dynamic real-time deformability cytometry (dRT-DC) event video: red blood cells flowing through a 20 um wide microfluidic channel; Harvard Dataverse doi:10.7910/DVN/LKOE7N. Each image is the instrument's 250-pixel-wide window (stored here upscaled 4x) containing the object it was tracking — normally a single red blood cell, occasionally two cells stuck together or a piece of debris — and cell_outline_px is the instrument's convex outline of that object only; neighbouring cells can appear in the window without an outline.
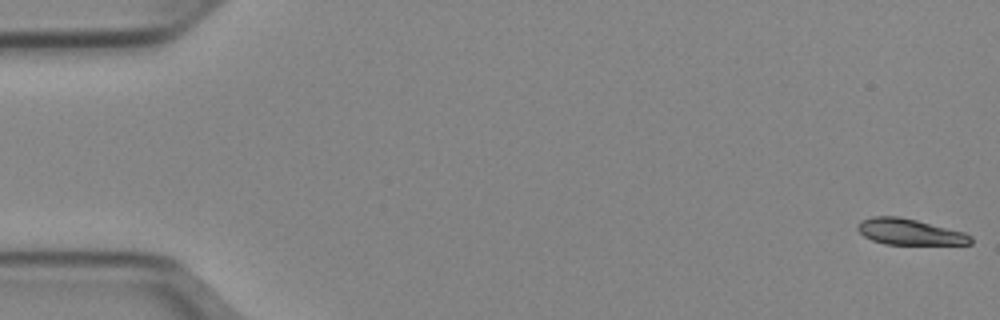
{"species": "Egyptian fruit bat (a non-hibernating species)", "species_latin": "Rousettus aegyptiacus", "temperature_condition": "cold", "stored_images_in_passage": 51, "camera_frame_rate_fps": 3000, "um_per_image_px": 0.085, "animal": {"sex": "female"}, "frame": {"image": 1, "passage_image": 1, "time_ms": 0.0, "image_size_px": [1000, 320], "cell_outline_px": [[972, 244], [884, 244], [872, 240], [864, 236], [856, 228], [864, 220], [872, 216], [900, 216], [964, 232], [972, 236]], "centroid_in_image_um": [77.33, 19.71], "position_along_channel_um": 7.7, "area_um2": 16.94}}
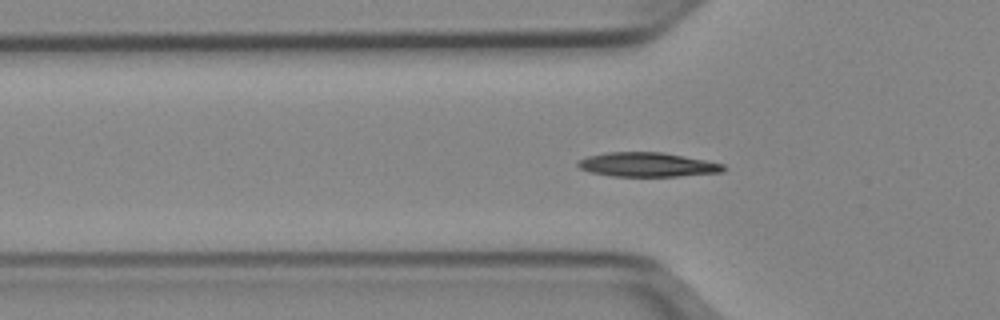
{"frame": {"image": 2, "passage_image": 17, "time_ms": 5.333, "image_size_px": [1000, 320], "cell_outline_px": [[724, 172], [676, 176], [612, 176], [588, 172], [580, 168], [576, 164], [576, 160], [588, 156], [604, 152], [660, 152], [704, 160], [724, 164]], "centroid_in_image_um": [54.95, 13.99], "position_along_channel_um": 70.8, "area_um2": 20.52}}
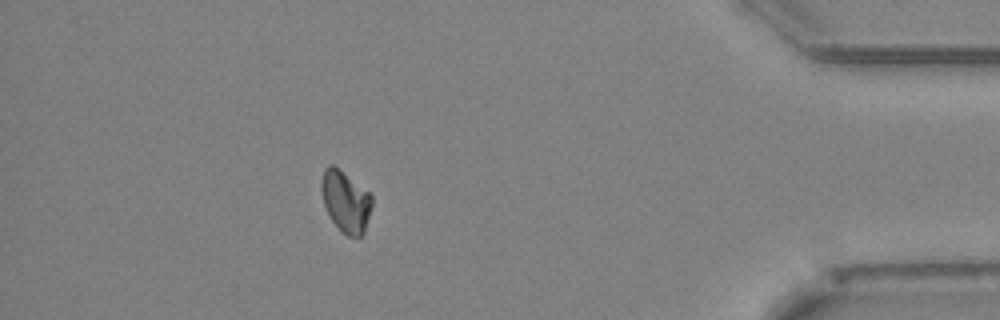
{"frame": {"image": 3, "passage_image": 46, "time_ms": 15.0, "image_size_px": [1000, 320], "cell_outline_px": [[372, 204], [364, 232], [360, 236], [348, 236], [340, 232], [332, 220], [324, 204], [320, 188], [320, 180], [324, 168], [328, 164], [332, 164], [368, 192], [372, 196]], "centroid_in_image_um": [29.34, 17.12], "position_along_channel_um": 405.9, "area_um2": 17.86}, "authors_computed_cell_mechanics": {"area_um2": 18.9006, "velocity_mm_per_s": 3.9421, "shape_relaxation_time_tau1_ms": 3.4766, "shape_relaxation_time_tau2_ms": null, "deformation_change_tau1": 0.1016, "deformation_change_tau2": null}}